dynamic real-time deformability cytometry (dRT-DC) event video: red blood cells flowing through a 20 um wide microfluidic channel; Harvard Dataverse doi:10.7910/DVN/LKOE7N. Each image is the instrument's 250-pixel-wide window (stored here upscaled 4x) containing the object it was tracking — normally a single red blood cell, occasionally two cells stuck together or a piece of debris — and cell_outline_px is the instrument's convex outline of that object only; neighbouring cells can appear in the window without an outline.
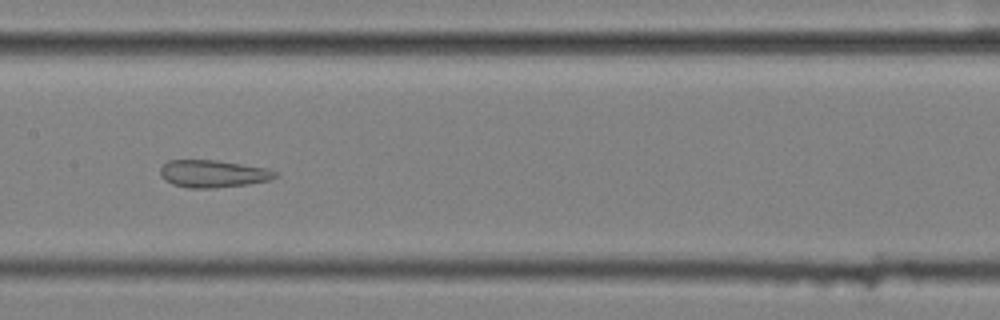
{"species": "common noctule bat (a hibernating species)", "species_latin": "Nyctalus noctula", "temperature_condition": "cold", "stored_images_in_passage": 8, "segment_of_instrument_passage": [2, 2], "camera_frame_rate_fps": 3000, "um_per_image_px": 0.085, "animal": {"sex": "female", "body_mass_g": 25.1}, "frame": {"image": 1, "passage_image": 8, "time_ms": 2.333, "image_size_px": [1000, 320], "cell_outline_px": [[280, 176], [268, 180], [248, 184], [212, 188], [188, 188], [172, 184], [164, 180], [160, 176], [160, 168], [168, 160], [216, 160], [268, 168], [276, 172]], "centroid_in_image_um": [18.1, 14.76], "position_along_channel_um": 189.3, "area_um2": 18.44}}